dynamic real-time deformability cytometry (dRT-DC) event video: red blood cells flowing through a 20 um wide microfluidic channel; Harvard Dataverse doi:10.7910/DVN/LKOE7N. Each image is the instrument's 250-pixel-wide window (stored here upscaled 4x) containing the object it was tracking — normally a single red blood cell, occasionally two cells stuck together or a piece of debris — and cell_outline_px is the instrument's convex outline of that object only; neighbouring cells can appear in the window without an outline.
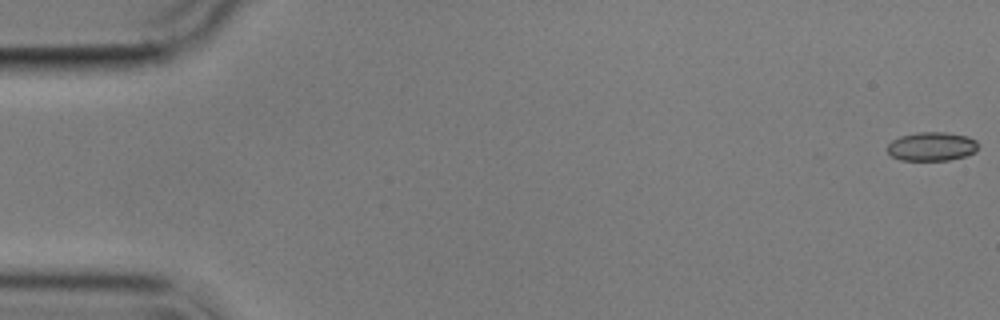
{"species": "common noctule bat (a hibernating species)", "species_latin": "Nyctalus noctula", "temperature_condition": "cold", "stored_images_in_passage": 8, "camera_frame_rate_fps": 3000, "um_per_image_px": 0.085, "animal": {"sex": "male", "body_mass_g": 17.9}, "frame": {"image": 1, "passage_image": 1, "time_ms": 0.0, "image_size_px": [1000, 320], "cell_outline_px": [[976, 152], [964, 156], [948, 160], [900, 160], [892, 156], [888, 152], [888, 144], [892, 140], [900, 136], [916, 132], [944, 132], [968, 136], [976, 140]], "centroid_in_image_um": [79.18, 12.44], "position_along_channel_um": 5.8, "area_um2": 15.2}}
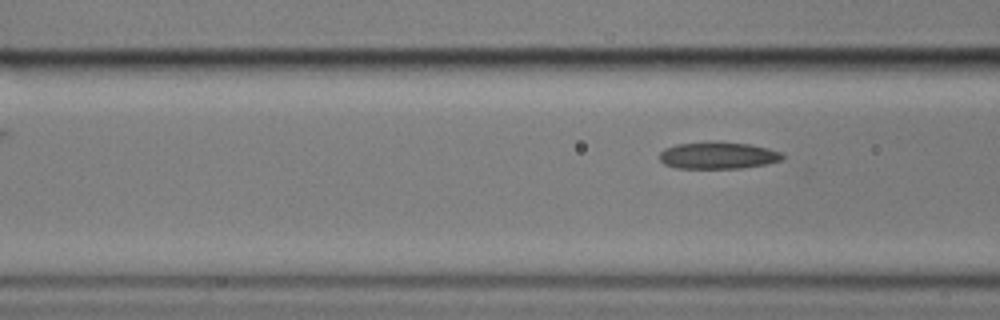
{"frame": {"image": 2, "passage_image": 8, "time_ms": 9.0, "image_size_px": [1000, 320], "cell_outline_px": [[784, 160], [768, 164], [740, 168], [676, 168], [664, 164], [660, 160], [660, 152], [664, 148], [676, 144], [716, 140], [748, 144], [768, 148], [784, 152]], "centroid_in_image_um": [61.06, 13.2], "position_along_channel_um": 105.5, "area_um2": 19.77}}